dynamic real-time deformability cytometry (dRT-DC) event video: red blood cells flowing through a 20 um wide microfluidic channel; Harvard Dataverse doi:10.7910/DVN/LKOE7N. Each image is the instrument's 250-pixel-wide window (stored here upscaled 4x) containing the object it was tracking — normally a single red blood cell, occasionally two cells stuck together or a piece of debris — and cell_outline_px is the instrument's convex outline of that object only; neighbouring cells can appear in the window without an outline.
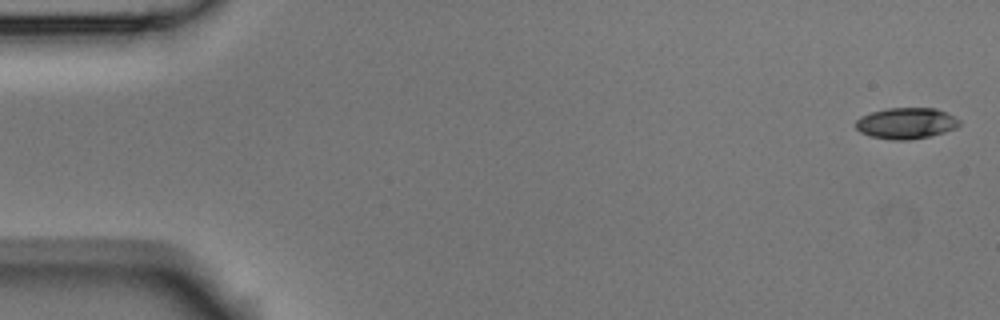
{"species": "Egyptian fruit bat (a non-hibernating species)", "species_latin": "Rousettus aegyptiacus", "temperature_condition": "room temperature", "stored_images_in_passage": 4, "camera_frame_rate_fps": 3000, "um_per_image_px": 0.085, "animal": {"sex": "male"}, "frame": {"image": 1, "passage_image": 1, "time_ms": 0.0, "image_size_px": [1000, 320], "cell_outline_px": [[960, 124], [956, 128], [944, 132], [928, 136], [908, 140], [892, 140], [868, 136], [860, 132], [856, 128], [856, 120], [860, 116], [872, 112], [888, 108], [936, 108], [960, 120]], "centroid_in_image_um": [76.99, 10.48], "position_along_channel_um": 8.0, "area_um2": 18.73}}
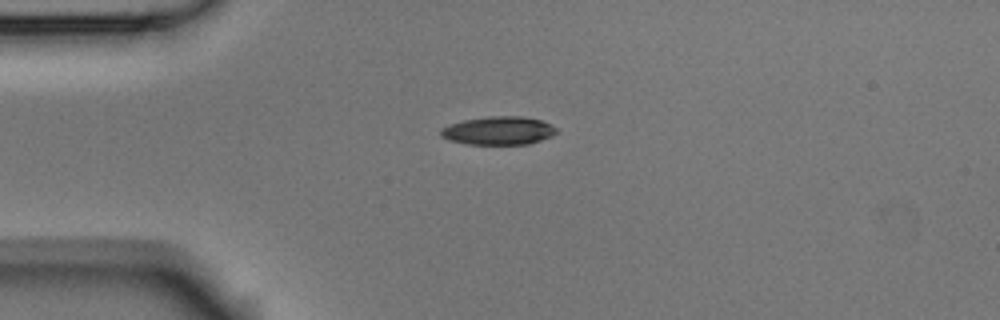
{"frame": {"image": 2, "passage_image": 4, "time_ms": 1.0, "image_size_px": [1000, 320], "cell_outline_px": [[556, 132], [552, 136], [528, 144], [464, 144], [448, 140], [440, 136], [440, 128], [448, 124], [464, 120], [488, 116], [520, 116], [544, 120], [556, 128]], "centroid_in_image_um": [42.34, 11.1], "position_along_channel_um": 42.7, "area_um2": 19.25}}